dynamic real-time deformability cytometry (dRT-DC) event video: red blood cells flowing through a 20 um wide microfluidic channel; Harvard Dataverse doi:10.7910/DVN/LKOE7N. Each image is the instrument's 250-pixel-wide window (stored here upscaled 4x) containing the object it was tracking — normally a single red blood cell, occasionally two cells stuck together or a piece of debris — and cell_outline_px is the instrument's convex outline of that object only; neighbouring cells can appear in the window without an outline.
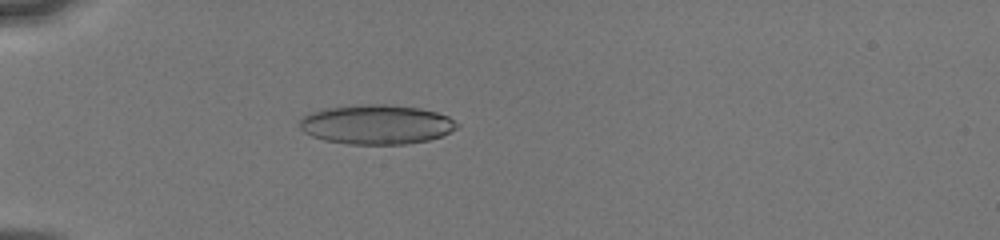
{"species": "human", "species_latin": "Homo sapiens", "temperature_condition": "cold", "stored_images_in_passage": 5, "camera_frame_rate_fps": 3000, "um_per_image_px": 0.085, "donor": {"sex": "male"}, "frame": {"image": 1, "passage_image": 1, "time_ms": 0.0, "image_size_px": [1000, 240], "cell_outline_px": [[460, 124], [456, 128], [440, 136], [428, 140], [404, 144], [348, 144], [324, 140], [312, 136], [304, 132], [300, 128], [300, 120], [304, 116], [312, 112], [324, 108], [368, 104], [384, 104], [420, 108], [436, 112], [448, 116]], "centroid_in_image_um": [31.99, 10.58], "position_along_channel_um": 53.0, "area_um2": 36.01}}
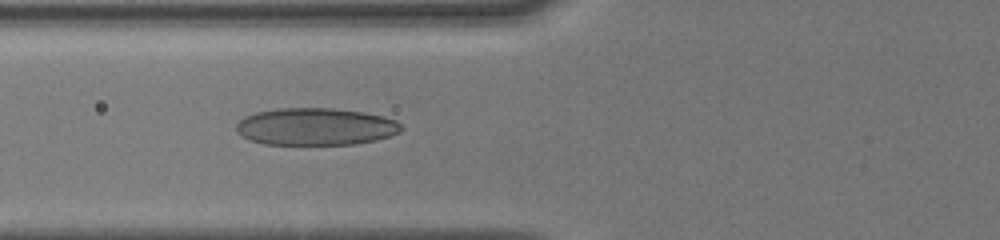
{"frame": {"image": 2, "passage_image": 3, "time_ms": 1.667, "image_size_px": [1000, 240], "cell_outline_px": [[404, 128], [400, 132], [376, 140], [352, 144], [264, 144], [252, 140], [244, 136], [236, 128], [236, 124], [244, 116], [256, 112], [280, 108], [332, 108], [364, 112], [384, 116], [396, 120]], "centroid_in_image_um": [26.86, 10.75], "position_along_channel_um": 98.9, "area_um2": 35.66}}
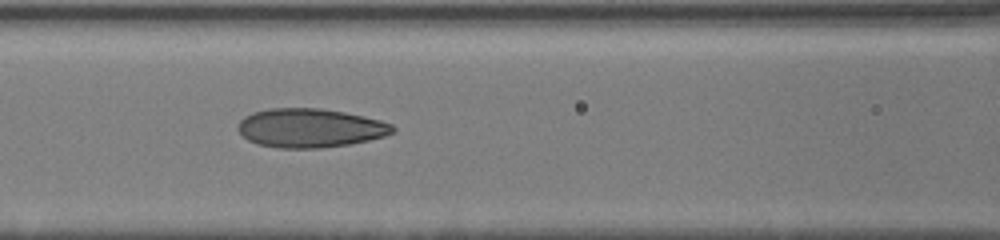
{"frame": {"image": 3, "passage_image": 4, "time_ms": 2.667, "image_size_px": [1000, 240], "cell_outline_px": [[396, 128], [392, 132], [384, 136], [368, 140], [348, 144], [320, 148], [276, 148], [256, 144], [248, 140], [236, 128], [240, 120], [244, 116], [252, 112], [268, 108], [320, 108], [344, 112], [364, 116], [380, 120], [392, 124]], "centroid_in_image_um": [26.32, 10.87], "position_along_channel_um": 140.3, "area_um2": 35.2}}